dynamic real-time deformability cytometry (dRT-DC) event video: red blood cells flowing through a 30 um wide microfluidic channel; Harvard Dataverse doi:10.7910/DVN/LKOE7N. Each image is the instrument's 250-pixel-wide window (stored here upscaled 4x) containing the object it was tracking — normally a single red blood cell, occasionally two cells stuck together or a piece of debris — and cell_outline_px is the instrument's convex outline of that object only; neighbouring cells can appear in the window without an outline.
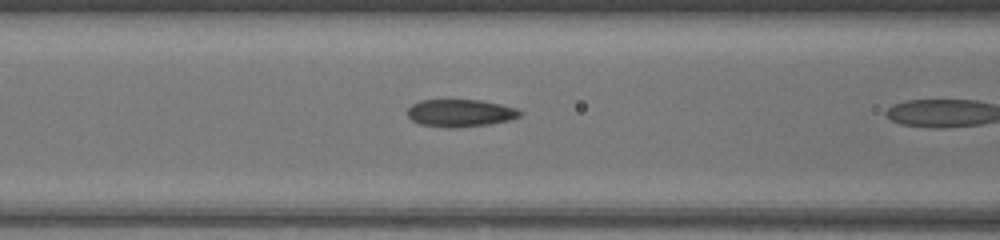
{"species": "common noctule bat (a hibernating species)", "species_latin": "Nyctalus noctula", "temperature_condition": "warm", "stored_images_in_passage": 6, "camera_frame_rate_fps": 3000, "um_per_image_px": 0.085, "animal": {"sex": "female", "body_mass_g": 17.0, "forearm_length_mm": 48.0}, "frame": {"image": 1, "passage_image": 5, "time_ms": 1.333, "image_size_px": [1000, 240], "cell_outline_px": [[524, 112], [520, 116], [508, 120], [488, 124], [456, 128], [448, 128], [420, 124], [412, 120], [408, 116], [408, 108], [412, 104], [420, 100], [480, 100], [500, 104], [516, 108]], "centroid_in_image_um": [39.12, 9.61], "position_along_channel_um": 127.5, "area_um2": 17.98}}